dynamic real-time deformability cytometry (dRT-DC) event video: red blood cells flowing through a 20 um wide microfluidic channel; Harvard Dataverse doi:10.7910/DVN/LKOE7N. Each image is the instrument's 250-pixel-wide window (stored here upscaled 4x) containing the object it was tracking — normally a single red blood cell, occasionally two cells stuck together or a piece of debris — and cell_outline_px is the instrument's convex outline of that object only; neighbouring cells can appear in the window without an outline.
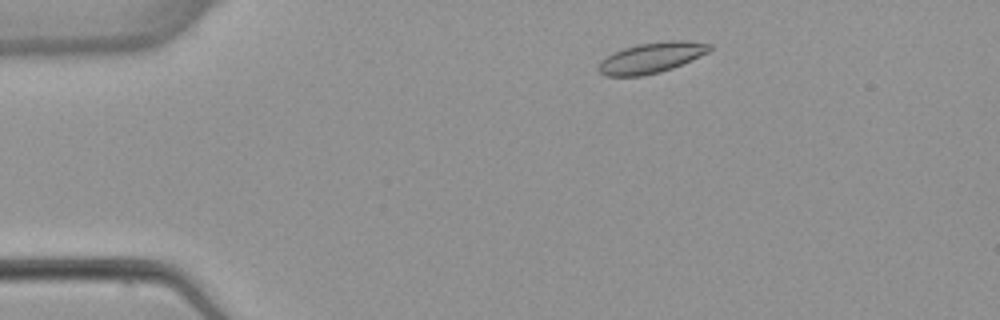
{"species": "common noctule bat (a hibernating species)", "species_latin": "Nyctalus noctula", "temperature_condition": "warm", "stored_images_in_passage": 3, "camera_frame_rate_fps": 3000, "um_per_image_px": 0.085, "animal": {"sex": "female", "body_mass_g": 22.7, "forearm_length_mm": 54.2}, "frame": {"image": 1, "passage_image": 2, "time_ms": 1.333, "image_size_px": [1000, 320], "cell_outline_px": [[712, 48], [708, 52], [692, 60], [672, 68], [660, 72], [644, 76], [604, 76], [596, 68], [600, 60], [624, 48], [640, 44], [668, 40], [688, 40], [712, 44]], "centroid_in_image_um": [55.38, 4.91], "position_along_channel_um": 29.6, "area_um2": 19.83}}